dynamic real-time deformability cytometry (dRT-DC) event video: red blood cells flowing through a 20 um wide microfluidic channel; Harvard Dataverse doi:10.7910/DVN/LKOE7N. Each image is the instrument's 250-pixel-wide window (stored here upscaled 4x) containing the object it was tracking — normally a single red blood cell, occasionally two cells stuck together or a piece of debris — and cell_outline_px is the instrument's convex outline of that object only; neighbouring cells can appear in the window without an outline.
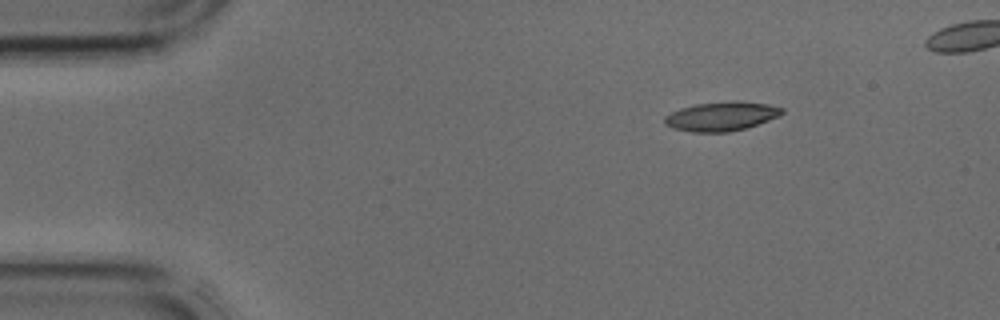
{"species": "common noctule bat (a hibernating species)", "species_latin": "Nyctalus noctula", "temperature_condition": "cold", "stored_images_in_passage": 35, "camera_frame_rate_fps": 3000, "um_per_image_px": 0.085, "animal": {"sex": "male", "body_mass_g": 17.9, "forearm_length_mm": 54.2}, "frame": {"image": 1, "passage_image": 1, "time_ms": 0.0, "image_size_px": [1000, 320], "cell_outline_px": [[784, 112], [780, 116], [744, 128], [728, 132], [692, 132], [672, 128], [664, 124], [664, 116], [680, 108], [696, 104], [736, 100], [768, 104], [784, 108]], "centroid_in_image_um": [61.31, 9.88], "position_along_channel_um": 23.7, "area_um2": 19.94}}
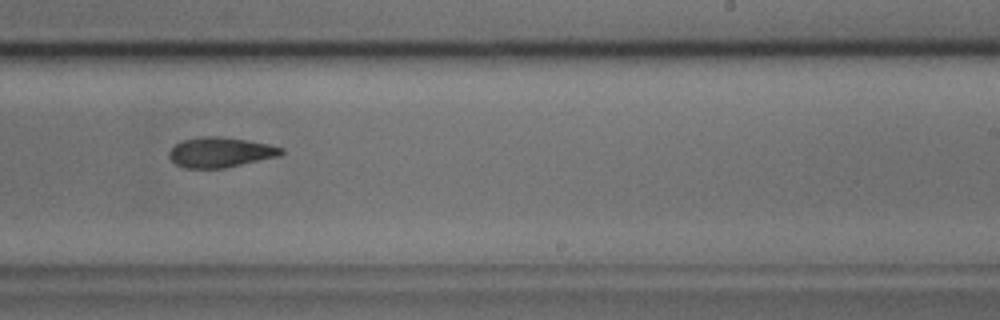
{"frame": {"image": 2, "passage_image": 21, "time_ms": 6.667, "image_size_px": [1000, 320], "cell_outline_px": [[284, 152], [280, 156], [224, 168], [184, 168], [176, 164], [168, 156], [168, 152], [176, 144], [184, 140], [204, 136], [216, 136], [248, 140], [268, 144], [284, 148]], "centroid_in_image_um": [18.75, 12.95], "position_along_channel_um": 270.2, "area_um2": 19.59}}
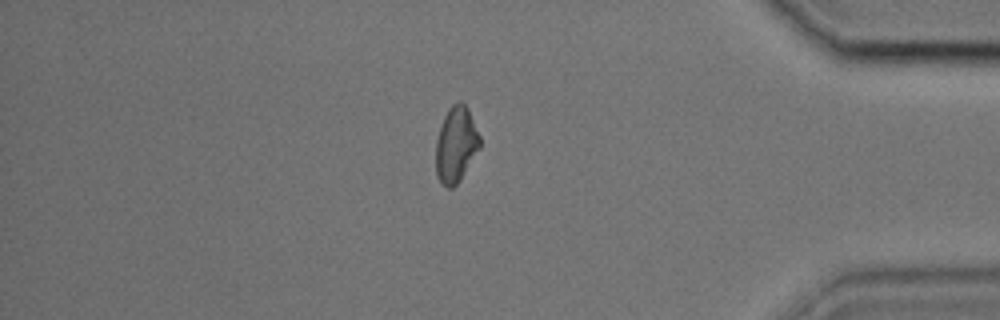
{"frame": {"image": 3, "passage_image": 31, "time_ms": 10.0, "image_size_px": [1000, 320], "cell_outline_px": [[480, 148], [460, 180], [452, 188], [448, 188], [436, 176], [436, 140], [444, 116], [452, 104], [456, 100], [460, 100], [468, 108], [480, 136]], "centroid_in_image_um": [38.76, 12.27], "position_along_channel_um": 396.4, "area_um2": 19.36}}